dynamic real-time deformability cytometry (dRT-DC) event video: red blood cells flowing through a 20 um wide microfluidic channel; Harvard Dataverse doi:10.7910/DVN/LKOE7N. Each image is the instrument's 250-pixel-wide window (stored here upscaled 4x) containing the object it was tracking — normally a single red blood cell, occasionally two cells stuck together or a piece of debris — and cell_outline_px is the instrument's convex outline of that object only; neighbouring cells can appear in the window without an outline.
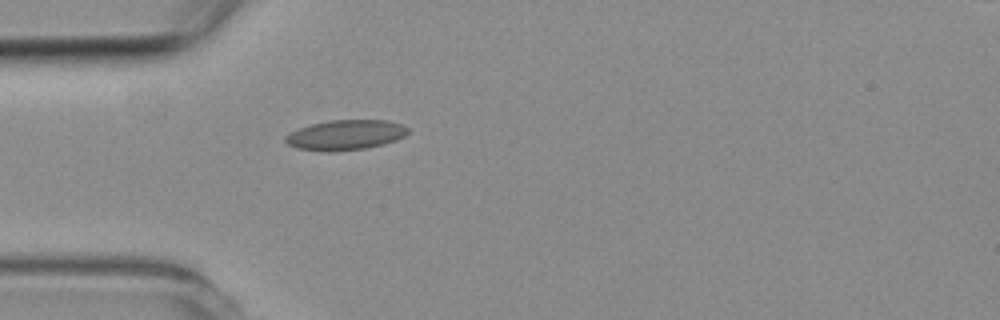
{"species": "common noctule bat (a hibernating species)", "species_latin": "Nyctalus noctula", "temperature_condition": "room temperature", "stored_images_in_passage": 1, "camera_frame_rate_fps": 3000, "um_per_image_px": 0.085, "animal": {"sex": "female", "body_mass_g": 19.3, "forearm_length_mm": 54.1}, "frame": {"image": 1, "passage_image": 1, "time_ms": 0.0, "image_size_px": [1000, 320], "cell_outline_px": [[408, 132], [404, 136], [396, 140], [384, 144], [364, 148], [332, 152], [296, 148], [288, 144], [284, 140], [292, 132], [300, 128], [312, 124], [332, 120], [384, 120], [400, 124], [408, 128]], "centroid_in_image_um": [29.39, 11.47], "position_along_channel_um": 55.6, "area_um2": 21.1}}